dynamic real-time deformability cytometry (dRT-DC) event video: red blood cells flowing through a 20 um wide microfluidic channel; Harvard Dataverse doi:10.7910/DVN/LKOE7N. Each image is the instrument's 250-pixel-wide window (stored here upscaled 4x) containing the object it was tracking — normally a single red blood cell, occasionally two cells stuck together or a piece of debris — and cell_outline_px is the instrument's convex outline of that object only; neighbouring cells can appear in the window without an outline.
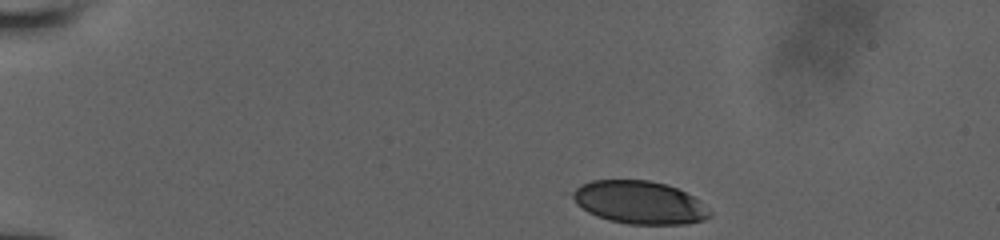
{"species": "human", "species_latin": "Homo sapiens", "temperature_condition": "room temperature", "stored_images_in_passage": 18, "camera_frame_rate_fps": 3000, "um_per_image_px": 0.085, "donor": {"sex": "male"}, "frame": {"image": 1, "passage_image": 1, "time_ms": 0.0, "image_size_px": [1000, 240], "cell_outline_px": [[712, 216], [704, 220], [688, 224], [628, 224], [608, 220], [596, 216], [588, 212], [576, 204], [564, 192], [580, 184], [592, 180], [648, 180], [668, 184], [700, 200], [712, 212]], "centroid_in_image_um": [54.28, 17.2], "position_along_channel_um": 30.7, "area_um2": 35.03}}